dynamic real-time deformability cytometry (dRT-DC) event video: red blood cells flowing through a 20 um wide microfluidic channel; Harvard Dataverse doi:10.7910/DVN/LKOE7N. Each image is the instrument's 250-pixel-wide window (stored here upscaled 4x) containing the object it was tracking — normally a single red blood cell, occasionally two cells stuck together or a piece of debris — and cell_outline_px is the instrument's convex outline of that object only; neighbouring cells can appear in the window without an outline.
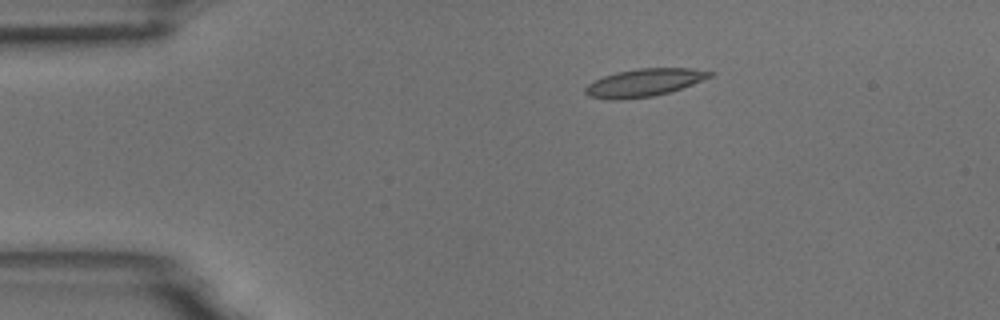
{"species": "common noctule bat (a hibernating species)", "species_latin": "Nyctalus noctula", "temperature_condition": "room temperature", "stored_images_in_passage": 7, "camera_frame_rate_fps": 3000, "um_per_image_px": 0.085, "animal": {"sex": "male", "body_mass_g": 18.8}, "frame": {"image": 1, "passage_image": 3, "time_ms": 2.333, "image_size_px": [1000, 320], "cell_outline_px": [[716, 72], [712, 76], [692, 84], [668, 92], [652, 96], [620, 100], [616, 100], [588, 96], [584, 92], [584, 88], [588, 84], [604, 76], [616, 72], [640, 68], [692, 68]], "centroid_in_image_um": [54.75, 7.01], "position_along_channel_um": 30.2, "area_um2": 19.94}}
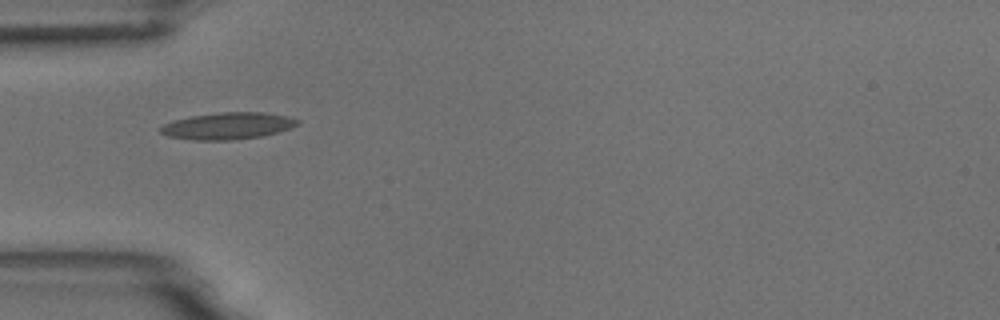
{"frame": {"image": 2, "passage_image": 5, "time_ms": 4.667, "image_size_px": [1000, 320], "cell_outline_px": [[300, 124], [292, 128], [260, 136], [232, 140], [196, 140], [168, 136], [160, 132], [160, 128], [164, 124], [172, 120], [192, 116], [220, 112], [260, 112], [288, 116], [300, 120]], "centroid_in_image_um": [19.38, 10.69], "position_along_channel_um": 65.6, "area_um2": 21.33}}